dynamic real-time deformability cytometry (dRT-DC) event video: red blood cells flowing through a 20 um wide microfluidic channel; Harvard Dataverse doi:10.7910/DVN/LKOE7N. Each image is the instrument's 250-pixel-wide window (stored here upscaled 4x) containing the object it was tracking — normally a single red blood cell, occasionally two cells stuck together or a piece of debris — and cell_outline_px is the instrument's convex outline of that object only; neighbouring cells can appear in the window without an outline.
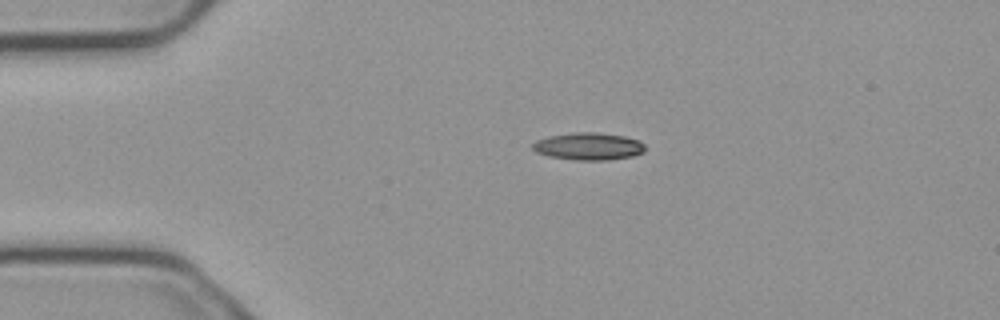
{"species": "common noctule bat (a hibernating species)", "species_latin": "Nyctalus noctula", "temperature_condition": "cold", "stored_images_in_passage": 2, "camera_frame_rate_fps": 3000, "um_per_image_px": 0.085, "animal": {"sex": "male", "body_mass_g": 23.1, "forearm_length_mm": 52.7}, "frame": {"image": 1, "passage_image": 1, "time_ms": 0.0, "image_size_px": [1000, 320], "cell_outline_px": [[644, 152], [632, 156], [608, 160], [572, 160], [548, 156], [536, 152], [532, 148], [532, 144], [536, 140], [548, 136], [572, 132], [596, 132], [624, 136], [640, 140], [644, 144]], "centroid_in_image_um": [50.01, 12.43], "position_along_channel_um": 35.0, "area_um2": 18.09}}